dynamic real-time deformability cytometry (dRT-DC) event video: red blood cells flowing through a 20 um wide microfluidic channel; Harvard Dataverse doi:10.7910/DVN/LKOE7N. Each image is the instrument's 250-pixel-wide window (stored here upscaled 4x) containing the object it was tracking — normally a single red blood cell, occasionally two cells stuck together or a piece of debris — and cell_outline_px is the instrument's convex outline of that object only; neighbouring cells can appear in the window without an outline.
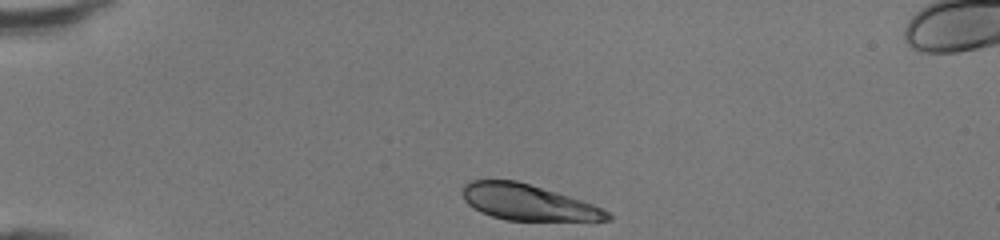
{"species": "human", "species_latin": "Homo sapiens", "temperature_condition": "room temperature", "stored_images_in_passage": 31, "camera_frame_rate_fps": 3000, "um_per_image_px": 0.085, "donor": {"sex": "female"}, "frame": {"image": 1, "passage_image": 1, "time_ms": 0.0, "image_size_px": [1000, 240], "cell_outline_px": [[612, 220], [504, 220], [480, 212], [472, 208], [464, 200], [464, 184], [468, 180], [516, 180], [556, 192], [592, 204], [608, 212], [612, 216]], "centroid_in_image_um": [44.82, 17.2], "position_along_channel_um": 40.2, "area_um2": 29.88}}
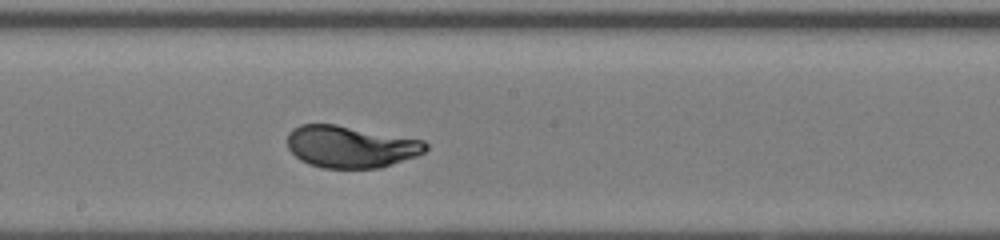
{"frame": {"image": 2, "passage_image": 17, "time_ms": 5.333, "image_size_px": [1000, 240], "cell_outline_px": [[428, 148], [424, 152], [416, 156], [380, 168], [320, 168], [308, 164], [300, 160], [288, 148], [288, 132], [292, 128], [300, 124], [336, 124], [424, 140], [428, 144]], "centroid_in_image_um": [29.79, 12.47], "position_along_channel_um": 218.4, "area_um2": 33.99}}
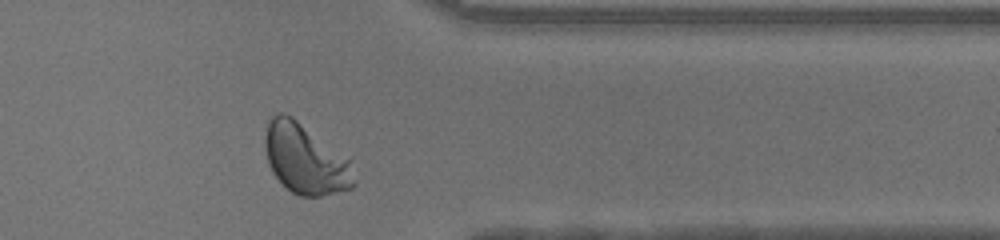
{"frame": {"image": 3, "passage_image": 29, "time_ms": 9.333, "image_size_px": [1000, 240], "cell_outline_px": [[356, 184], [352, 188], [320, 196], [300, 196], [292, 192], [272, 172], [268, 164], [264, 148], [264, 140], [268, 120], [272, 116], [280, 112], [284, 112], [292, 116], [348, 160]], "centroid_in_image_um": [25.89, 13.51], "position_along_channel_um": 385.5, "area_um2": 35.6}, "authors_computed_cell_mechanics": {"area_um2": 33.8708, "velocity_mm_per_s": 4.3067, "shape_relaxation_time_tau1_ms": 2.5411, "shape_relaxation_time_tau2_ms": null, "deformation_change_tau1": 0.1653, "deformation_change_tau2": null}}